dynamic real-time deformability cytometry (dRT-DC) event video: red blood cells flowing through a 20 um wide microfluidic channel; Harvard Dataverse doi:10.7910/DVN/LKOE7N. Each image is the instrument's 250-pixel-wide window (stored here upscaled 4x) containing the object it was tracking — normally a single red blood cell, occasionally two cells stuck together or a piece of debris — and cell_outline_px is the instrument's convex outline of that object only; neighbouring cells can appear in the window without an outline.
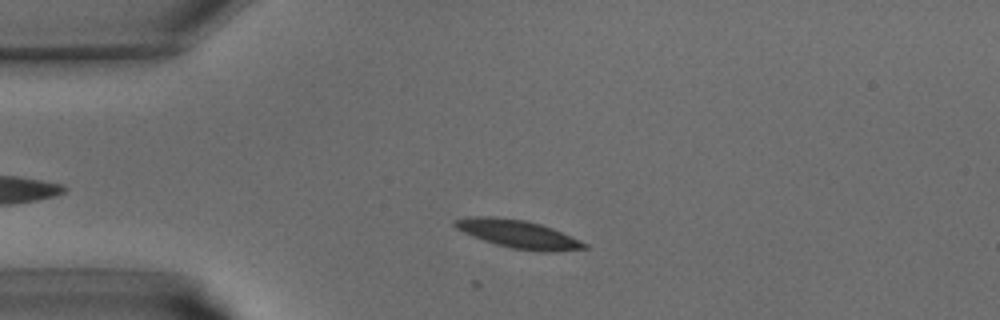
{"species": "common noctule bat (a hibernating species)", "species_latin": "Nyctalus noctula", "temperature_condition": "warm", "stored_images_in_passage": 29, "camera_frame_rate_fps": 3000, "um_per_image_px": 0.085, "animal": {"sex": "male", "body_mass_g": 15.6}, "frame": {"image": 1, "passage_image": 5, "time_ms": 1.333, "image_size_px": [1000, 320], "cell_outline_px": [[588, 248], [548, 252], [540, 252], [512, 248], [496, 244], [472, 236], [456, 228], [452, 224], [452, 220], [468, 216], [492, 216], [524, 220], [540, 224], [552, 228], [588, 244]], "centroid_in_image_um": [44.0, 19.89], "position_along_channel_um": 41.0, "area_um2": 21.1}}
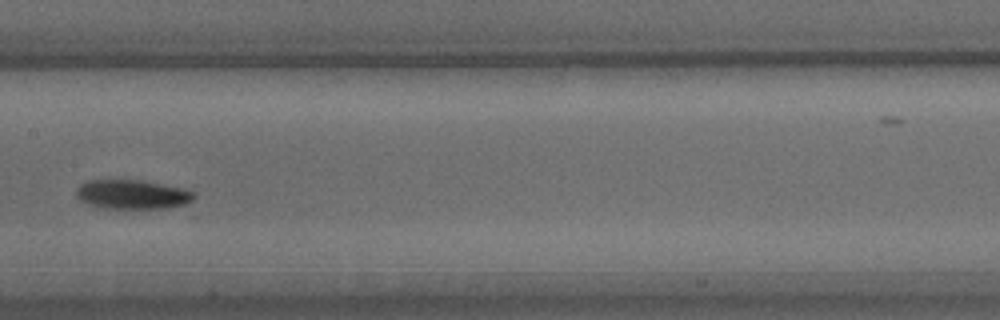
{"frame": {"image": 2, "passage_image": 16, "time_ms": 5.0, "image_size_px": [1000, 320], "cell_outline_px": [[196, 196], [188, 208], [120, 212], [88, 204], [80, 200], [76, 196], [76, 188], [80, 184], [88, 180], [144, 180], [180, 188], [196, 192]], "centroid_in_image_um": [11.36, 16.61], "position_along_channel_um": 196.0, "area_um2": 21.79}}
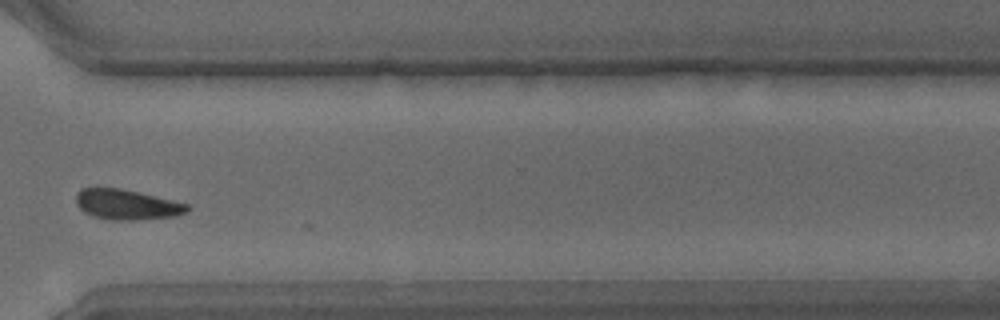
{"frame": {"image": 3, "passage_image": 26, "time_ms": 8.333, "image_size_px": [1000, 320], "cell_outline_px": [[188, 212], [176, 216], [140, 220], [112, 220], [92, 216], [84, 212], [76, 204], [76, 196], [80, 188], [120, 188], [172, 200], [188, 204]], "centroid_in_image_um": [10.76, 17.4], "position_along_channel_um": 359.8, "area_um2": 19.54}}